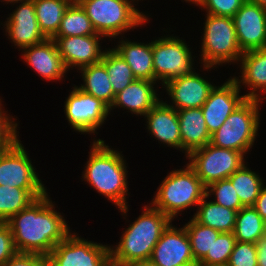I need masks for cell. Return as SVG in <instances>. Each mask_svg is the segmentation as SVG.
<instances>
[{
	"label": "cell",
	"instance_id": "1",
	"mask_svg": "<svg viewBox=\"0 0 266 266\" xmlns=\"http://www.w3.org/2000/svg\"><path fill=\"white\" fill-rule=\"evenodd\" d=\"M48 192L5 222L18 253L47 257L54 247L72 232Z\"/></svg>",
	"mask_w": 266,
	"mask_h": 266
},
{
	"label": "cell",
	"instance_id": "2",
	"mask_svg": "<svg viewBox=\"0 0 266 266\" xmlns=\"http://www.w3.org/2000/svg\"><path fill=\"white\" fill-rule=\"evenodd\" d=\"M89 159L82 178L100 195L117 205L119 212L126 217L128 212L127 166L122 152L111 149L104 140L95 139L92 142Z\"/></svg>",
	"mask_w": 266,
	"mask_h": 266
},
{
	"label": "cell",
	"instance_id": "3",
	"mask_svg": "<svg viewBox=\"0 0 266 266\" xmlns=\"http://www.w3.org/2000/svg\"><path fill=\"white\" fill-rule=\"evenodd\" d=\"M172 220L152 205H145L142 214L123 231L116 247L110 246L112 266H129L148 261L164 230Z\"/></svg>",
	"mask_w": 266,
	"mask_h": 266
},
{
	"label": "cell",
	"instance_id": "4",
	"mask_svg": "<svg viewBox=\"0 0 266 266\" xmlns=\"http://www.w3.org/2000/svg\"><path fill=\"white\" fill-rule=\"evenodd\" d=\"M184 167L167 174L150 203L172 221L185 209L198 206L206 196V186L195 171L188 164Z\"/></svg>",
	"mask_w": 266,
	"mask_h": 266
},
{
	"label": "cell",
	"instance_id": "5",
	"mask_svg": "<svg viewBox=\"0 0 266 266\" xmlns=\"http://www.w3.org/2000/svg\"><path fill=\"white\" fill-rule=\"evenodd\" d=\"M133 1V2H132ZM139 0H80L78 3L97 34L116 38L119 34L140 27L148 22V16L134 7Z\"/></svg>",
	"mask_w": 266,
	"mask_h": 266
},
{
	"label": "cell",
	"instance_id": "6",
	"mask_svg": "<svg viewBox=\"0 0 266 266\" xmlns=\"http://www.w3.org/2000/svg\"><path fill=\"white\" fill-rule=\"evenodd\" d=\"M262 101L246 98L220 128L211 134L210 144L248 154L260 129L259 106Z\"/></svg>",
	"mask_w": 266,
	"mask_h": 266
},
{
	"label": "cell",
	"instance_id": "7",
	"mask_svg": "<svg viewBox=\"0 0 266 266\" xmlns=\"http://www.w3.org/2000/svg\"><path fill=\"white\" fill-rule=\"evenodd\" d=\"M206 15L200 51L202 67L208 71L223 63L239 62L243 52L237 41L233 19Z\"/></svg>",
	"mask_w": 266,
	"mask_h": 266
},
{
	"label": "cell",
	"instance_id": "8",
	"mask_svg": "<svg viewBox=\"0 0 266 266\" xmlns=\"http://www.w3.org/2000/svg\"><path fill=\"white\" fill-rule=\"evenodd\" d=\"M244 156L242 152L208 143L191 151L186 157L189 159L187 164L207 187L215 181L228 179L240 169L245 164Z\"/></svg>",
	"mask_w": 266,
	"mask_h": 266
},
{
	"label": "cell",
	"instance_id": "9",
	"mask_svg": "<svg viewBox=\"0 0 266 266\" xmlns=\"http://www.w3.org/2000/svg\"><path fill=\"white\" fill-rule=\"evenodd\" d=\"M191 48L178 36H161L152 41L154 82L162 86L171 79L192 73L194 58Z\"/></svg>",
	"mask_w": 266,
	"mask_h": 266
},
{
	"label": "cell",
	"instance_id": "10",
	"mask_svg": "<svg viewBox=\"0 0 266 266\" xmlns=\"http://www.w3.org/2000/svg\"><path fill=\"white\" fill-rule=\"evenodd\" d=\"M75 232L48 254L49 266H112L110 245L88 241Z\"/></svg>",
	"mask_w": 266,
	"mask_h": 266
},
{
	"label": "cell",
	"instance_id": "11",
	"mask_svg": "<svg viewBox=\"0 0 266 266\" xmlns=\"http://www.w3.org/2000/svg\"><path fill=\"white\" fill-rule=\"evenodd\" d=\"M64 113L71 128L81 134H95L110 114L109 106L101 99L74 86L66 98Z\"/></svg>",
	"mask_w": 266,
	"mask_h": 266
},
{
	"label": "cell",
	"instance_id": "12",
	"mask_svg": "<svg viewBox=\"0 0 266 266\" xmlns=\"http://www.w3.org/2000/svg\"><path fill=\"white\" fill-rule=\"evenodd\" d=\"M21 142L18 139L0 155V185L22 189H46Z\"/></svg>",
	"mask_w": 266,
	"mask_h": 266
},
{
	"label": "cell",
	"instance_id": "13",
	"mask_svg": "<svg viewBox=\"0 0 266 266\" xmlns=\"http://www.w3.org/2000/svg\"><path fill=\"white\" fill-rule=\"evenodd\" d=\"M232 19L243 53L266 48V9L246 0Z\"/></svg>",
	"mask_w": 266,
	"mask_h": 266
},
{
	"label": "cell",
	"instance_id": "14",
	"mask_svg": "<svg viewBox=\"0 0 266 266\" xmlns=\"http://www.w3.org/2000/svg\"><path fill=\"white\" fill-rule=\"evenodd\" d=\"M241 87L234 77H230L210 92L201 107L210 134L217 131L229 115L246 99L245 95L239 94Z\"/></svg>",
	"mask_w": 266,
	"mask_h": 266
},
{
	"label": "cell",
	"instance_id": "15",
	"mask_svg": "<svg viewBox=\"0 0 266 266\" xmlns=\"http://www.w3.org/2000/svg\"><path fill=\"white\" fill-rule=\"evenodd\" d=\"M150 261L158 266H195L185 227L177 228L171 222L155 245Z\"/></svg>",
	"mask_w": 266,
	"mask_h": 266
},
{
	"label": "cell",
	"instance_id": "16",
	"mask_svg": "<svg viewBox=\"0 0 266 266\" xmlns=\"http://www.w3.org/2000/svg\"><path fill=\"white\" fill-rule=\"evenodd\" d=\"M195 71L171 79L163 85L162 88L166 89L172 100L168 106L176 110L202 107L215 86Z\"/></svg>",
	"mask_w": 266,
	"mask_h": 266
},
{
	"label": "cell",
	"instance_id": "17",
	"mask_svg": "<svg viewBox=\"0 0 266 266\" xmlns=\"http://www.w3.org/2000/svg\"><path fill=\"white\" fill-rule=\"evenodd\" d=\"M99 34L85 36L52 37L66 69L82 67L101 61L105 50L101 49Z\"/></svg>",
	"mask_w": 266,
	"mask_h": 266
},
{
	"label": "cell",
	"instance_id": "18",
	"mask_svg": "<svg viewBox=\"0 0 266 266\" xmlns=\"http://www.w3.org/2000/svg\"><path fill=\"white\" fill-rule=\"evenodd\" d=\"M3 24L9 40L19 50L43 42L46 37L40 31L33 0L21 1Z\"/></svg>",
	"mask_w": 266,
	"mask_h": 266
},
{
	"label": "cell",
	"instance_id": "19",
	"mask_svg": "<svg viewBox=\"0 0 266 266\" xmlns=\"http://www.w3.org/2000/svg\"><path fill=\"white\" fill-rule=\"evenodd\" d=\"M24 61L45 80H61L68 71L52 38L22 49Z\"/></svg>",
	"mask_w": 266,
	"mask_h": 266
},
{
	"label": "cell",
	"instance_id": "20",
	"mask_svg": "<svg viewBox=\"0 0 266 266\" xmlns=\"http://www.w3.org/2000/svg\"><path fill=\"white\" fill-rule=\"evenodd\" d=\"M149 134L167 147L182 151L178 112L160 100L145 115Z\"/></svg>",
	"mask_w": 266,
	"mask_h": 266
},
{
	"label": "cell",
	"instance_id": "21",
	"mask_svg": "<svg viewBox=\"0 0 266 266\" xmlns=\"http://www.w3.org/2000/svg\"><path fill=\"white\" fill-rule=\"evenodd\" d=\"M156 84L154 81L135 79L115 95L110 112L115 107H121L137 116H145L161 100L157 89H154Z\"/></svg>",
	"mask_w": 266,
	"mask_h": 266
},
{
	"label": "cell",
	"instance_id": "22",
	"mask_svg": "<svg viewBox=\"0 0 266 266\" xmlns=\"http://www.w3.org/2000/svg\"><path fill=\"white\" fill-rule=\"evenodd\" d=\"M241 76L235 77L238 85L243 84L250 91L245 94L250 99H265L259 93L266 94V48L244 52L240 58ZM261 91V92H260Z\"/></svg>",
	"mask_w": 266,
	"mask_h": 266
},
{
	"label": "cell",
	"instance_id": "23",
	"mask_svg": "<svg viewBox=\"0 0 266 266\" xmlns=\"http://www.w3.org/2000/svg\"><path fill=\"white\" fill-rule=\"evenodd\" d=\"M179 118L182 152L187 156L191 151L204 147L211 141L201 108L177 110Z\"/></svg>",
	"mask_w": 266,
	"mask_h": 266
},
{
	"label": "cell",
	"instance_id": "24",
	"mask_svg": "<svg viewBox=\"0 0 266 266\" xmlns=\"http://www.w3.org/2000/svg\"><path fill=\"white\" fill-rule=\"evenodd\" d=\"M113 49L126 61L136 79L154 81L152 42L119 40Z\"/></svg>",
	"mask_w": 266,
	"mask_h": 266
},
{
	"label": "cell",
	"instance_id": "25",
	"mask_svg": "<svg viewBox=\"0 0 266 266\" xmlns=\"http://www.w3.org/2000/svg\"><path fill=\"white\" fill-rule=\"evenodd\" d=\"M206 199L209 197L205 196L196 207L198 209L193 219L221 233L233 232L238 211L216 204L212 200L207 202Z\"/></svg>",
	"mask_w": 266,
	"mask_h": 266
},
{
	"label": "cell",
	"instance_id": "26",
	"mask_svg": "<svg viewBox=\"0 0 266 266\" xmlns=\"http://www.w3.org/2000/svg\"><path fill=\"white\" fill-rule=\"evenodd\" d=\"M46 193V189H22L0 185V223L7 222Z\"/></svg>",
	"mask_w": 266,
	"mask_h": 266
},
{
	"label": "cell",
	"instance_id": "27",
	"mask_svg": "<svg viewBox=\"0 0 266 266\" xmlns=\"http://www.w3.org/2000/svg\"><path fill=\"white\" fill-rule=\"evenodd\" d=\"M79 70L84 84H80L81 86L78 88L97 99H101L110 107L115 95L104 64L100 61Z\"/></svg>",
	"mask_w": 266,
	"mask_h": 266
},
{
	"label": "cell",
	"instance_id": "28",
	"mask_svg": "<svg viewBox=\"0 0 266 266\" xmlns=\"http://www.w3.org/2000/svg\"><path fill=\"white\" fill-rule=\"evenodd\" d=\"M33 2L40 31L46 38H52L72 2L69 0H33Z\"/></svg>",
	"mask_w": 266,
	"mask_h": 266
},
{
	"label": "cell",
	"instance_id": "29",
	"mask_svg": "<svg viewBox=\"0 0 266 266\" xmlns=\"http://www.w3.org/2000/svg\"><path fill=\"white\" fill-rule=\"evenodd\" d=\"M233 234L236 241L255 244L266 234V222L253 206L242 207L237 212Z\"/></svg>",
	"mask_w": 266,
	"mask_h": 266
},
{
	"label": "cell",
	"instance_id": "30",
	"mask_svg": "<svg viewBox=\"0 0 266 266\" xmlns=\"http://www.w3.org/2000/svg\"><path fill=\"white\" fill-rule=\"evenodd\" d=\"M228 179L232 182L241 204L244 207L254 206L265 180L250 170L247 164L236 170Z\"/></svg>",
	"mask_w": 266,
	"mask_h": 266
},
{
	"label": "cell",
	"instance_id": "31",
	"mask_svg": "<svg viewBox=\"0 0 266 266\" xmlns=\"http://www.w3.org/2000/svg\"><path fill=\"white\" fill-rule=\"evenodd\" d=\"M184 227L190 240L193 258L196 263H199L207 254H211L213 243L221 232L204 226L193 218Z\"/></svg>",
	"mask_w": 266,
	"mask_h": 266
},
{
	"label": "cell",
	"instance_id": "32",
	"mask_svg": "<svg viewBox=\"0 0 266 266\" xmlns=\"http://www.w3.org/2000/svg\"><path fill=\"white\" fill-rule=\"evenodd\" d=\"M90 19L79 3H71L53 37L95 35Z\"/></svg>",
	"mask_w": 266,
	"mask_h": 266
},
{
	"label": "cell",
	"instance_id": "33",
	"mask_svg": "<svg viewBox=\"0 0 266 266\" xmlns=\"http://www.w3.org/2000/svg\"><path fill=\"white\" fill-rule=\"evenodd\" d=\"M101 62L104 64L109 75L114 95L136 79L129 65L113 48L105 50Z\"/></svg>",
	"mask_w": 266,
	"mask_h": 266
},
{
	"label": "cell",
	"instance_id": "34",
	"mask_svg": "<svg viewBox=\"0 0 266 266\" xmlns=\"http://www.w3.org/2000/svg\"><path fill=\"white\" fill-rule=\"evenodd\" d=\"M235 243L236 238L233 232L221 233L213 243L211 254H207L199 263L203 265L227 266Z\"/></svg>",
	"mask_w": 266,
	"mask_h": 266
},
{
	"label": "cell",
	"instance_id": "35",
	"mask_svg": "<svg viewBox=\"0 0 266 266\" xmlns=\"http://www.w3.org/2000/svg\"><path fill=\"white\" fill-rule=\"evenodd\" d=\"M210 195L215 196L213 202L226 208L239 211L244 207L229 179H222L209 184L206 187V196L210 197Z\"/></svg>",
	"mask_w": 266,
	"mask_h": 266
},
{
	"label": "cell",
	"instance_id": "36",
	"mask_svg": "<svg viewBox=\"0 0 266 266\" xmlns=\"http://www.w3.org/2000/svg\"><path fill=\"white\" fill-rule=\"evenodd\" d=\"M245 1L246 0H200L196 5L205 9L207 12L206 14L232 18Z\"/></svg>",
	"mask_w": 266,
	"mask_h": 266
},
{
	"label": "cell",
	"instance_id": "37",
	"mask_svg": "<svg viewBox=\"0 0 266 266\" xmlns=\"http://www.w3.org/2000/svg\"><path fill=\"white\" fill-rule=\"evenodd\" d=\"M227 266H258L256 244L236 241Z\"/></svg>",
	"mask_w": 266,
	"mask_h": 266
},
{
	"label": "cell",
	"instance_id": "38",
	"mask_svg": "<svg viewBox=\"0 0 266 266\" xmlns=\"http://www.w3.org/2000/svg\"><path fill=\"white\" fill-rule=\"evenodd\" d=\"M1 101L0 98V147H11L19 139L18 123L7 111H4Z\"/></svg>",
	"mask_w": 266,
	"mask_h": 266
},
{
	"label": "cell",
	"instance_id": "39",
	"mask_svg": "<svg viewBox=\"0 0 266 266\" xmlns=\"http://www.w3.org/2000/svg\"><path fill=\"white\" fill-rule=\"evenodd\" d=\"M18 253L9 226L0 223V266Z\"/></svg>",
	"mask_w": 266,
	"mask_h": 266
},
{
	"label": "cell",
	"instance_id": "40",
	"mask_svg": "<svg viewBox=\"0 0 266 266\" xmlns=\"http://www.w3.org/2000/svg\"><path fill=\"white\" fill-rule=\"evenodd\" d=\"M2 266H49L47 257L38 254L17 253Z\"/></svg>",
	"mask_w": 266,
	"mask_h": 266
},
{
	"label": "cell",
	"instance_id": "41",
	"mask_svg": "<svg viewBox=\"0 0 266 266\" xmlns=\"http://www.w3.org/2000/svg\"><path fill=\"white\" fill-rule=\"evenodd\" d=\"M256 244L257 264L258 266H266V234L260 237Z\"/></svg>",
	"mask_w": 266,
	"mask_h": 266
},
{
	"label": "cell",
	"instance_id": "42",
	"mask_svg": "<svg viewBox=\"0 0 266 266\" xmlns=\"http://www.w3.org/2000/svg\"><path fill=\"white\" fill-rule=\"evenodd\" d=\"M262 219L266 222V186L263 185L261 188L260 194L257 197L256 203L253 206Z\"/></svg>",
	"mask_w": 266,
	"mask_h": 266
},
{
	"label": "cell",
	"instance_id": "43",
	"mask_svg": "<svg viewBox=\"0 0 266 266\" xmlns=\"http://www.w3.org/2000/svg\"><path fill=\"white\" fill-rule=\"evenodd\" d=\"M129 266H158L155 265L154 263H152L150 260L148 261H140V262H136L134 264H131Z\"/></svg>",
	"mask_w": 266,
	"mask_h": 266
},
{
	"label": "cell",
	"instance_id": "44",
	"mask_svg": "<svg viewBox=\"0 0 266 266\" xmlns=\"http://www.w3.org/2000/svg\"><path fill=\"white\" fill-rule=\"evenodd\" d=\"M248 1L255 3L261 6L262 8L266 9V0H248Z\"/></svg>",
	"mask_w": 266,
	"mask_h": 266
},
{
	"label": "cell",
	"instance_id": "45",
	"mask_svg": "<svg viewBox=\"0 0 266 266\" xmlns=\"http://www.w3.org/2000/svg\"><path fill=\"white\" fill-rule=\"evenodd\" d=\"M6 2L7 4L10 2L11 4L13 3V5L14 4H16V3H19V1L21 2V1H27V0H3V1H1V2Z\"/></svg>",
	"mask_w": 266,
	"mask_h": 266
},
{
	"label": "cell",
	"instance_id": "46",
	"mask_svg": "<svg viewBox=\"0 0 266 266\" xmlns=\"http://www.w3.org/2000/svg\"><path fill=\"white\" fill-rule=\"evenodd\" d=\"M186 3L188 2H190V3H192V4H197L200 0H184Z\"/></svg>",
	"mask_w": 266,
	"mask_h": 266
},
{
	"label": "cell",
	"instance_id": "47",
	"mask_svg": "<svg viewBox=\"0 0 266 266\" xmlns=\"http://www.w3.org/2000/svg\"><path fill=\"white\" fill-rule=\"evenodd\" d=\"M7 148H9V147H0V155L3 153V151L5 150V149H7Z\"/></svg>",
	"mask_w": 266,
	"mask_h": 266
},
{
	"label": "cell",
	"instance_id": "48",
	"mask_svg": "<svg viewBox=\"0 0 266 266\" xmlns=\"http://www.w3.org/2000/svg\"><path fill=\"white\" fill-rule=\"evenodd\" d=\"M195 266H214V265H203L201 263H196Z\"/></svg>",
	"mask_w": 266,
	"mask_h": 266
},
{
	"label": "cell",
	"instance_id": "49",
	"mask_svg": "<svg viewBox=\"0 0 266 266\" xmlns=\"http://www.w3.org/2000/svg\"><path fill=\"white\" fill-rule=\"evenodd\" d=\"M71 1L72 3H78L80 0H69Z\"/></svg>",
	"mask_w": 266,
	"mask_h": 266
}]
</instances>
